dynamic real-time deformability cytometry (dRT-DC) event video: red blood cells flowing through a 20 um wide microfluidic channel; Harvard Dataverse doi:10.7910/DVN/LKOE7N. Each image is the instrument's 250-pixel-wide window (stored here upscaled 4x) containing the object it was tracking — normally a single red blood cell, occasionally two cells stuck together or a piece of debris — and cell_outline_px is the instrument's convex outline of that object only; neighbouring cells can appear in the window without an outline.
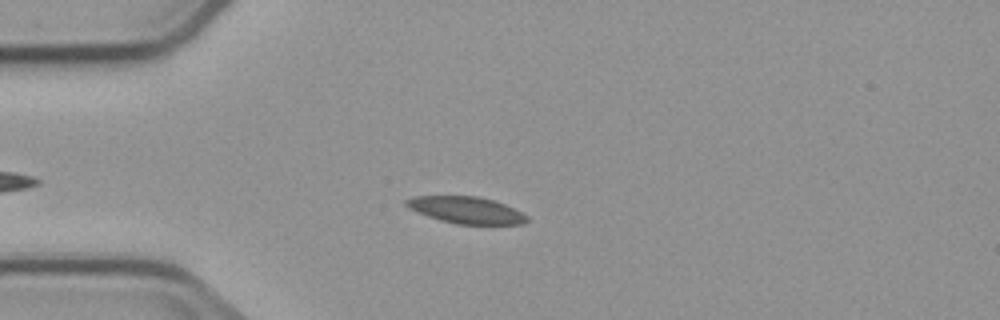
{"species": "common noctule bat (a hibernating species)", "species_latin": "Nyctalus noctula", "temperature_condition": "cold", "stored_images_in_passage": 5, "camera_frame_rate_fps": 3000, "um_per_image_px": 0.085, "animal": {"sex": "male", "body_mass_g": 23.1, "forearm_length_mm": 52.7}, "frame": {"image": 1, "passage_image": 4, "time_ms": 3.667, "image_size_px": [1000, 320], "cell_outline_px": [[528, 220], [524, 224], [456, 224], [440, 220], [428, 216], [404, 204], [404, 200], [412, 196], [476, 196], [492, 200], [504, 204], [528, 216]], "centroid_in_image_um": [39.63, 17.85], "position_along_channel_um": 45.4, "area_um2": 18.55}}